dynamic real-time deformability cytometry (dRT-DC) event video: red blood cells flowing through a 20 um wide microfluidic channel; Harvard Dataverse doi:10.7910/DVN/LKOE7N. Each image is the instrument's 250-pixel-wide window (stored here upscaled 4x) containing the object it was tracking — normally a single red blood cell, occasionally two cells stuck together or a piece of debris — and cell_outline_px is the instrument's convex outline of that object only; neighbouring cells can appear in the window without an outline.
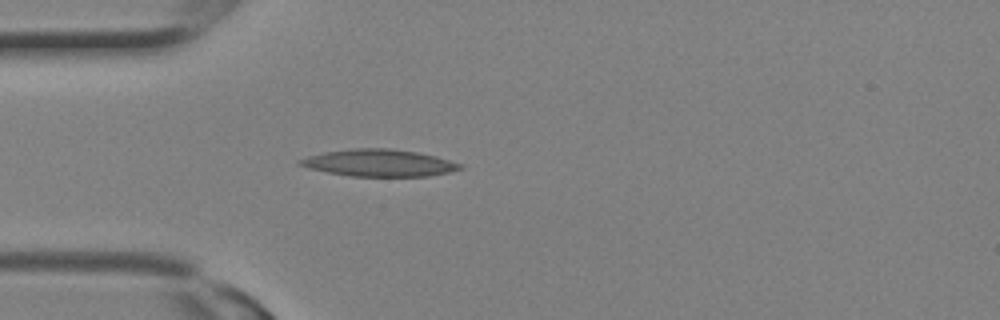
{"species": "Egyptian fruit bat (a non-hibernating species)", "species_latin": "Rousettus aegyptiacus", "temperature_condition": "room temperature", "stored_images_in_passage": 7, "camera_frame_rate_fps": 3000, "um_per_image_px": 0.085, "animal": {"sex": "female"}, "frame": {"image": 1, "passage_image": 3, "time_ms": 0.667, "image_size_px": [1000, 320], "cell_outline_px": [[464, 168], [448, 172], [428, 176], [352, 176], [328, 172], [308, 168], [296, 164], [296, 160], [308, 156], [324, 152], [352, 148], [388, 148], [416, 152], [436, 156], [464, 164]], "centroid_in_image_um": [32.21, 13.84], "position_along_channel_um": 52.8, "area_um2": 25.26}}
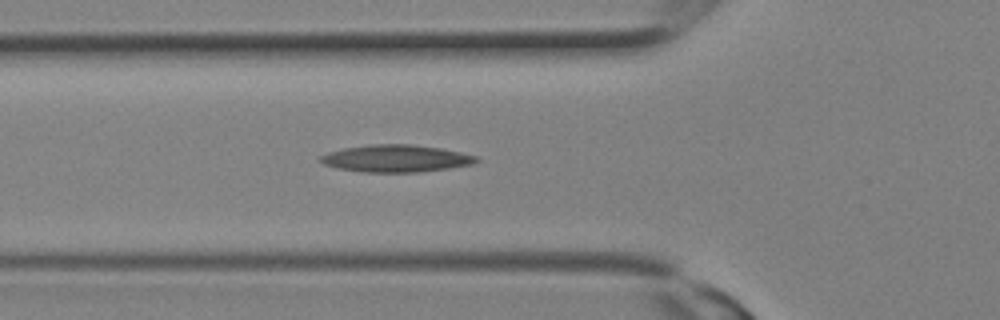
{"frame": {"image": 2, "passage_image": 5, "time_ms": 1.333, "image_size_px": [1000, 320], "cell_outline_px": [[480, 160], [472, 164], [448, 168], [420, 172], [364, 172], [336, 168], [324, 164], [320, 160], [320, 156], [328, 152], [344, 148], [368, 144], [412, 144], [440, 148], [480, 156]], "centroid_in_image_um": [33.67, 13.46], "position_along_channel_um": 92.1, "area_um2": 24.8}}
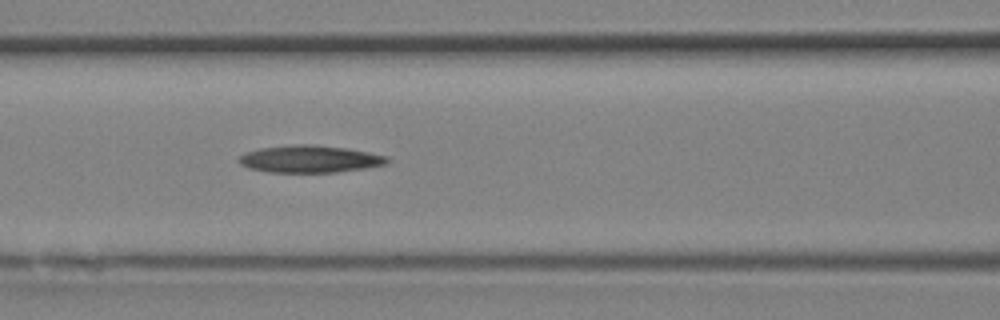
{"frame": {"image": 3, "passage_image": 7, "time_ms": 2.0, "image_size_px": [1000, 320], "cell_outline_px": [[388, 164], [368, 168], [336, 172], [268, 172], [248, 168], [240, 164], [236, 160], [244, 152], [260, 148], [296, 144], [312, 144], [348, 148], [388, 156]], "centroid_in_image_um": [26.33, 13.51], "position_along_channel_um": 140.3, "area_um2": 23.76}}